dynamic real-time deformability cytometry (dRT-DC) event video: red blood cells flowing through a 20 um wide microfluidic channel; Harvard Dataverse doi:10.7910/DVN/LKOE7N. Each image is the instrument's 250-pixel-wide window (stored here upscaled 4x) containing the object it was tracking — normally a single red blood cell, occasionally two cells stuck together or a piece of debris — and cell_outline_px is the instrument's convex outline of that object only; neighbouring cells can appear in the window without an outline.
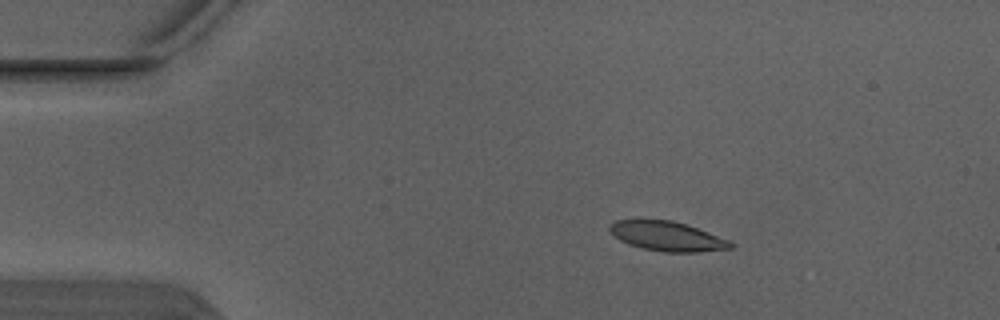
{"species": "Egyptian fruit bat (a non-hibernating species)", "species_latin": "Rousettus aegyptiacus", "temperature_condition": "warm", "stored_images_in_passage": 6, "camera_frame_rate_fps": 3000, "um_per_image_px": 0.085, "animal": {"sex": "male"}, "frame": {"image": 1, "passage_image": 3, "time_ms": 0.667, "image_size_px": [1000, 320], "cell_outline_px": [[736, 244], [732, 248], [696, 252], [664, 252], [644, 248], [628, 244], [620, 240], [608, 228], [608, 224], [616, 220], [672, 220], [696, 228], [728, 240]], "centroid_in_image_um": [56.7, 20.08], "position_along_channel_um": 28.3, "area_um2": 20.46}}
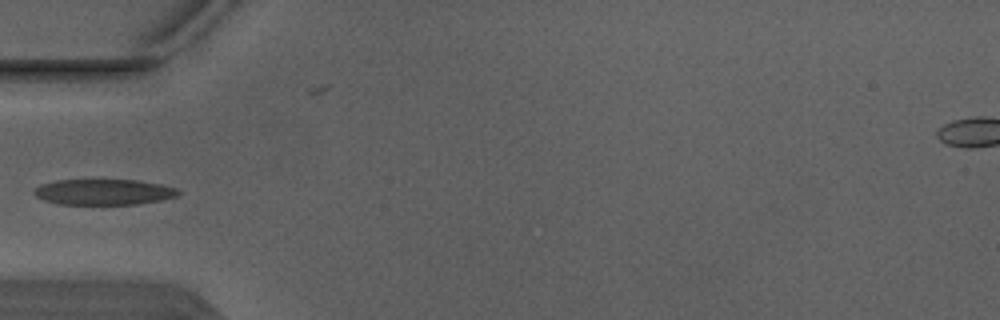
{"frame": {"image": 2, "passage_image": 5, "time_ms": 1.333, "image_size_px": [1000, 320], "cell_outline_px": [[180, 192], [176, 196], [160, 200], [136, 204], [60, 204], [44, 200], [36, 196], [32, 192], [40, 184], [56, 180], [136, 180], [160, 184], [176, 188]], "centroid_in_image_um": [8.78, 16.31], "position_along_channel_um": 76.2, "area_um2": 21.44}}
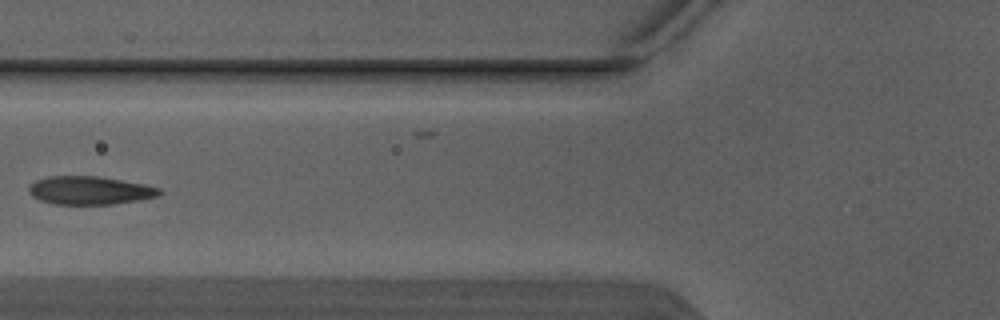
{"frame": {"image": 3, "passage_image": 6, "time_ms": 1.667, "image_size_px": [1000, 320], "cell_outline_px": [[164, 192], [160, 196], [140, 200], [112, 204], [52, 204], [40, 200], [32, 196], [28, 192], [28, 184], [36, 180], [48, 176], [96, 176], [144, 184], [160, 188]], "centroid_in_image_um": [7.63, 16.19], "position_along_channel_um": 118.2, "area_um2": 21.68}}